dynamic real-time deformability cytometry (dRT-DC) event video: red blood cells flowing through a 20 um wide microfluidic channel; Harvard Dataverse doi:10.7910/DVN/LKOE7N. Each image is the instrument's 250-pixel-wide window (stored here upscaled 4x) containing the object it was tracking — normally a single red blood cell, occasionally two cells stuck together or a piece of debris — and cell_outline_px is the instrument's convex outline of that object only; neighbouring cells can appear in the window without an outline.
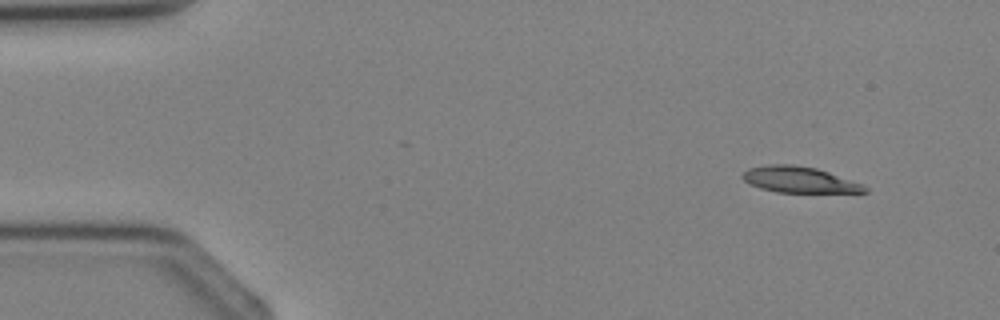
{"species": "Egyptian fruit bat (a non-hibernating species)", "species_latin": "Rousettus aegyptiacus", "temperature_condition": "cold", "stored_images_in_passage": 3, "camera_frame_rate_fps": 3000, "um_per_image_px": 0.085, "animal": {"sex": "female"}, "frame": {"image": 1, "passage_image": 1, "time_ms": 0.0, "image_size_px": [1000, 320], "cell_outline_px": [[868, 192], [776, 192], [760, 188], [744, 180], [740, 176], [748, 168], [768, 164], [792, 164], [816, 168], [864, 184], [868, 188]], "centroid_in_image_um": [67.94, 15.27], "position_along_channel_um": 17.1, "area_um2": 18.44}}
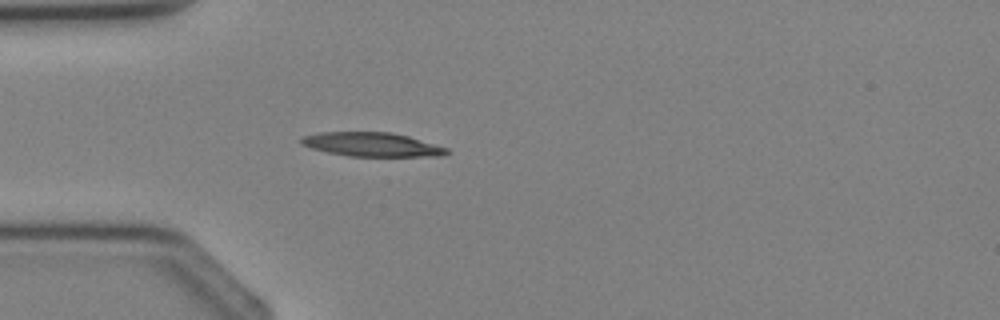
{"frame": {"image": 2, "passage_image": 3, "time_ms": 2.333, "image_size_px": [1000, 320], "cell_outline_px": [[452, 152], [444, 156], [348, 156], [328, 152], [312, 148], [300, 144], [300, 136], [320, 132], [392, 132], [408, 136], [448, 148]], "centroid_in_image_um": [31.62, 12.28], "position_along_channel_um": 53.4, "area_um2": 20.46}}